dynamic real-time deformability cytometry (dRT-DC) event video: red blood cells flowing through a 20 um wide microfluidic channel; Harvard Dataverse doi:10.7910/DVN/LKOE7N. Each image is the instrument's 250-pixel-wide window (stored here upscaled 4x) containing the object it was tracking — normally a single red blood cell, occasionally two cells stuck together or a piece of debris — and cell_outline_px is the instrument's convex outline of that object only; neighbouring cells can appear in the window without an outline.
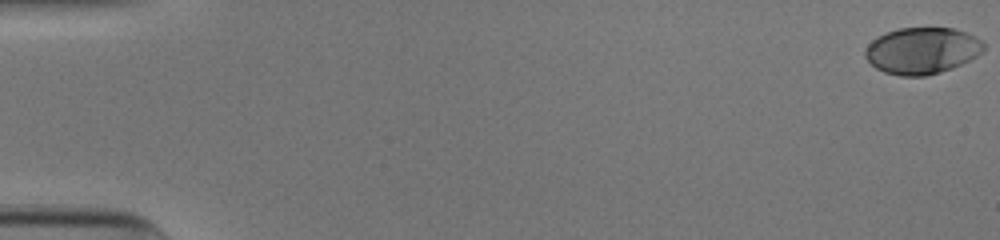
{"species": "human", "species_latin": "Homo sapiens", "temperature_condition": "cold", "stored_images_in_passage": 47, "camera_frame_rate_fps": 3000, "um_per_image_px": 0.085, "donor": {"sex": "male"}, "frame": {"image": 1, "passage_image": 1, "time_ms": 0.0, "image_size_px": [1000, 240], "cell_outline_px": [[984, 52], [952, 68], [940, 72], [924, 76], [900, 76], [884, 72], [876, 68], [864, 56], [864, 52], [868, 44], [876, 36], [900, 28], [952, 28], [976, 36], [984, 40]], "centroid_in_image_um": [78.38, 4.3], "position_along_channel_um": 6.6, "area_um2": 32.14}}
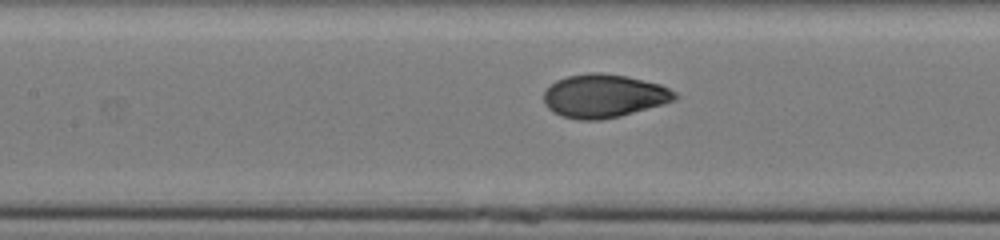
{"frame": {"image": 2, "passage_image": 26, "time_ms": 8.333, "image_size_px": [1000, 240], "cell_outline_px": [[680, 96], [676, 100], [664, 104], [620, 116], [600, 120], [580, 120], [560, 116], [552, 112], [544, 104], [544, 92], [556, 80], [568, 76], [588, 72], [600, 72], [624, 76], [660, 84], [676, 92]], "centroid_in_image_um": [51.33, 8.16], "position_along_channel_um": 156.1, "area_um2": 33.23}}
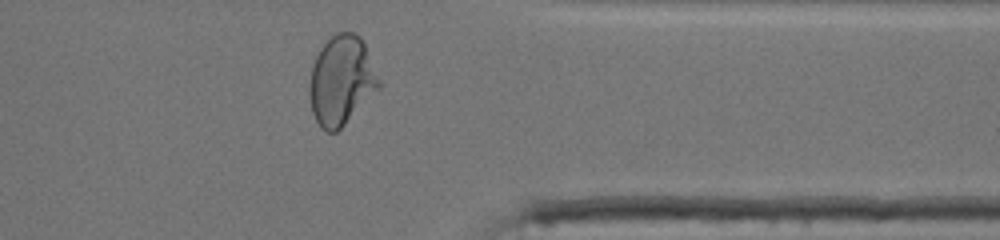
{"frame": {"image": 3, "passage_image": 44, "time_ms": 14.333, "image_size_px": [1000, 240], "cell_outline_px": [[380, 88], [336, 132], [328, 132], [320, 128], [312, 112], [308, 92], [308, 88], [312, 64], [320, 48], [336, 32], [352, 32], [360, 36], [364, 44], [380, 80]], "centroid_in_image_um": [28.99, 6.85], "position_along_channel_um": 382.4, "area_um2": 35.95}, "authors_computed_cell_mechanics": {"area_um2": 32.5992, "velocity_mm_per_s": 3.8936, "shape_relaxation_time_tau1_ms": 3.9107, "shape_relaxation_time_tau2_ms": null, "deformation_change_tau1": 0.1889, "deformation_change_tau2": null}}